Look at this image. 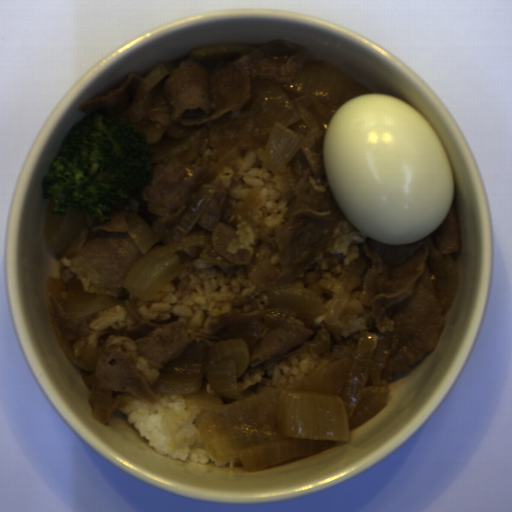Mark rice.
<instances>
[{
    "label": "rice",
    "instance_id": "652b925c",
    "mask_svg": "<svg viewBox=\"0 0 512 512\" xmlns=\"http://www.w3.org/2000/svg\"><path fill=\"white\" fill-rule=\"evenodd\" d=\"M248 293L234 273L200 260L182 265L152 299L137 301V308L144 321L209 327L231 314L234 301Z\"/></svg>",
    "mask_w": 512,
    "mask_h": 512
},
{
    "label": "rice",
    "instance_id": "023b6e5f",
    "mask_svg": "<svg viewBox=\"0 0 512 512\" xmlns=\"http://www.w3.org/2000/svg\"><path fill=\"white\" fill-rule=\"evenodd\" d=\"M119 412L140 432L149 447L159 454L176 460H191L213 466H227L208 450L197 423L201 410H188L182 396H163L151 403L135 399Z\"/></svg>",
    "mask_w": 512,
    "mask_h": 512
},
{
    "label": "rice",
    "instance_id": "8eca5e8b",
    "mask_svg": "<svg viewBox=\"0 0 512 512\" xmlns=\"http://www.w3.org/2000/svg\"><path fill=\"white\" fill-rule=\"evenodd\" d=\"M244 175L230 190L231 197L243 199L253 193L263 200L266 214L261 224L265 228H277L283 222L287 207L286 189L281 177L275 175L252 150L243 159Z\"/></svg>",
    "mask_w": 512,
    "mask_h": 512
},
{
    "label": "rice",
    "instance_id": "acb35da6",
    "mask_svg": "<svg viewBox=\"0 0 512 512\" xmlns=\"http://www.w3.org/2000/svg\"><path fill=\"white\" fill-rule=\"evenodd\" d=\"M322 354L305 353L283 358L267 370L258 383L266 385L290 384L308 376L320 363Z\"/></svg>",
    "mask_w": 512,
    "mask_h": 512
}]
</instances>
